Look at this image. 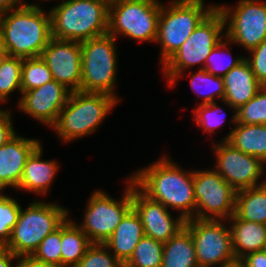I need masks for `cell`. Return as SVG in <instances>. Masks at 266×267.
<instances>
[{
    "instance_id": "cell-16",
    "label": "cell",
    "mask_w": 266,
    "mask_h": 267,
    "mask_svg": "<svg viewBox=\"0 0 266 267\" xmlns=\"http://www.w3.org/2000/svg\"><path fill=\"white\" fill-rule=\"evenodd\" d=\"M132 208L141 219L144 235L165 243L184 228L185 220L171 216L167 207L144 195L132 181Z\"/></svg>"
},
{
    "instance_id": "cell-36",
    "label": "cell",
    "mask_w": 266,
    "mask_h": 267,
    "mask_svg": "<svg viewBox=\"0 0 266 267\" xmlns=\"http://www.w3.org/2000/svg\"><path fill=\"white\" fill-rule=\"evenodd\" d=\"M32 255L38 260L61 267V226L48 234Z\"/></svg>"
},
{
    "instance_id": "cell-39",
    "label": "cell",
    "mask_w": 266,
    "mask_h": 267,
    "mask_svg": "<svg viewBox=\"0 0 266 267\" xmlns=\"http://www.w3.org/2000/svg\"><path fill=\"white\" fill-rule=\"evenodd\" d=\"M247 267H266V251H256L241 258Z\"/></svg>"
},
{
    "instance_id": "cell-19",
    "label": "cell",
    "mask_w": 266,
    "mask_h": 267,
    "mask_svg": "<svg viewBox=\"0 0 266 267\" xmlns=\"http://www.w3.org/2000/svg\"><path fill=\"white\" fill-rule=\"evenodd\" d=\"M225 94L224 104L234 110L246 104L263 87L254 75L248 61L244 59L223 77Z\"/></svg>"
},
{
    "instance_id": "cell-10",
    "label": "cell",
    "mask_w": 266,
    "mask_h": 267,
    "mask_svg": "<svg viewBox=\"0 0 266 267\" xmlns=\"http://www.w3.org/2000/svg\"><path fill=\"white\" fill-rule=\"evenodd\" d=\"M126 182L128 184L120 201L103 190H95L88 199L84 221L78 227L91 243L105 244L132 209V179L129 177Z\"/></svg>"
},
{
    "instance_id": "cell-29",
    "label": "cell",
    "mask_w": 266,
    "mask_h": 267,
    "mask_svg": "<svg viewBox=\"0 0 266 267\" xmlns=\"http://www.w3.org/2000/svg\"><path fill=\"white\" fill-rule=\"evenodd\" d=\"M23 58L7 56L0 64V103L5 102L15 90L21 89Z\"/></svg>"
},
{
    "instance_id": "cell-24",
    "label": "cell",
    "mask_w": 266,
    "mask_h": 267,
    "mask_svg": "<svg viewBox=\"0 0 266 267\" xmlns=\"http://www.w3.org/2000/svg\"><path fill=\"white\" fill-rule=\"evenodd\" d=\"M161 267H199L192 235L185 227L164 243Z\"/></svg>"
},
{
    "instance_id": "cell-12",
    "label": "cell",
    "mask_w": 266,
    "mask_h": 267,
    "mask_svg": "<svg viewBox=\"0 0 266 267\" xmlns=\"http://www.w3.org/2000/svg\"><path fill=\"white\" fill-rule=\"evenodd\" d=\"M196 218L227 221L235 213L236 190L215 169L194 170Z\"/></svg>"
},
{
    "instance_id": "cell-22",
    "label": "cell",
    "mask_w": 266,
    "mask_h": 267,
    "mask_svg": "<svg viewBox=\"0 0 266 267\" xmlns=\"http://www.w3.org/2000/svg\"><path fill=\"white\" fill-rule=\"evenodd\" d=\"M231 224L232 247L236 259L264 250L266 244V224L248 222L235 214L228 219Z\"/></svg>"
},
{
    "instance_id": "cell-9",
    "label": "cell",
    "mask_w": 266,
    "mask_h": 267,
    "mask_svg": "<svg viewBox=\"0 0 266 267\" xmlns=\"http://www.w3.org/2000/svg\"><path fill=\"white\" fill-rule=\"evenodd\" d=\"M161 6L158 0H110L107 34L155 42Z\"/></svg>"
},
{
    "instance_id": "cell-44",
    "label": "cell",
    "mask_w": 266,
    "mask_h": 267,
    "mask_svg": "<svg viewBox=\"0 0 266 267\" xmlns=\"http://www.w3.org/2000/svg\"><path fill=\"white\" fill-rule=\"evenodd\" d=\"M220 267H247L242 259H235L233 261L227 262Z\"/></svg>"
},
{
    "instance_id": "cell-41",
    "label": "cell",
    "mask_w": 266,
    "mask_h": 267,
    "mask_svg": "<svg viewBox=\"0 0 266 267\" xmlns=\"http://www.w3.org/2000/svg\"><path fill=\"white\" fill-rule=\"evenodd\" d=\"M12 260L17 261L18 256L14 255L10 250L6 248L0 247V267H16L11 264Z\"/></svg>"
},
{
    "instance_id": "cell-23",
    "label": "cell",
    "mask_w": 266,
    "mask_h": 267,
    "mask_svg": "<svg viewBox=\"0 0 266 267\" xmlns=\"http://www.w3.org/2000/svg\"><path fill=\"white\" fill-rule=\"evenodd\" d=\"M234 127L223 141L266 163V124L235 123Z\"/></svg>"
},
{
    "instance_id": "cell-31",
    "label": "cell",
    "mask_w": 266,
    "mask_h": 267,
    "mask_svg": "<svg viewBox=\"0 0 266 267\" xmlns=\"http://www.w3.org/2000/svg\"><path fill=\"white\" fill-rule=\"evenodd\" d=\"M232 117L233 123L266 124V87H262L251 100L237 109Z\"/></svg>"
},
{
    "instance_id": "cell-37",
    "label": "cell",
    "mask_w": 266,
    "mask_h": 267,
    "mask_svg": "<svg viewBox=\"0 0 266 267\" xmlns=\"http://www.w3.org/2000/svg\"><path fill=\"white\" fill-rule=\"evenodd\" d=\"M248 61L258 82L266 87V39L257 47L248 51Z\"/></svg>"
},
{
    "instance_id": "cell-40",
    "label": "cell",
    "mask_w": 266,
    "mask_h": 267,
    "mask_svg": "<svg viewBox=\"0 0 266 267\" xmlns=\"http://www.w3.org/2000/svg\"><path fill=\"white\" fill-rule=\"evenodd\" d=\"M16 267H57L56 265L36 259L33 255H20L15 264Z\"/></svg>"
},
{
    "instance_id": "cell-5",
    "label": "cell",
    "mask_w": 266,
    "mask_h": 267,
    "mask_svg": "<svg viewBox=\"0 0 266 267\" xmlns=\"http://www.w3.org/2000/svg\"><path fill=\"white\" fill-rule=\"evenodd\" d=\"M67 210L58 204L42 201H33L24 210L21 207L11 237L3 247L16 256L32 255L42 240L70 217Z\"/></svg>"
},
{
    "instance_id": "cell-25",
    "label": "cell",
    "mask_w": 266,
    "mask_h": 267,
    "mask_svg": "<svg viewBox=\"0 0 266 267\" xmlns=\"http://www.w3.org/2000/svg\"><path fill=\"white\" fill-rule=\"evenodd\" d=\"M234 214L241 220L266 224V183L237 191Z\"/></svg>"
},
{
    "instance_id": "cell-38",
    "label": "cell",
    "mask_w": 266,
    "mask_h": 267,
    "mask_svg": "<svg viewBox=\"0 0 266 267\" xmlns=\"http://www.w3.org/2000/svg\"><path fill=\"white\" fill-rule=\"evenodd\" d=\"M12 122L10 112L0 108V147L17 134L13 129Z\"/></svg>"
},
{
    "instance_id": "cell-28",
    "label": "cell",
    "mask_w": 266,
    "mask_h": 267,
    "mask_svg": "<svg viewBox=\"0 0 266 267\" xmlns=\"http://www.w3.org/2000/svg\"><path fill=\"white\" fill-rule=\"evenodd\" d=\"M164 243L144 236L124 267H161Z\"/></svg>"
},
{
    "instance_id": "cell-26",
    "label": "cell",
    "mask_w": 266,
    "mask_h": 267,
    "mask_svg": "<svg viewBox=\"0 0 266 267\" xmlns=\"http://www.w3.org/2000/svg\"><path fill=\"white\" fill-rule=\"evenodd\" d=\"M91 244L77 223L68 217L61 225V267H75Z\"/></svg>"
},
{
    "instance_id": "cell-18",
    "label": "cell",
    "mask_w": 266,
    "mask_h": 267,
    "mask_svg": "<svg viewBox=\"0 0 266 267\" xmlns=\"http://www.w3.org/2000/svg\"><path fill=\"white\" fill-rule=\"evenodd\" d=\"M40 144L36 139L16 134L0 147V191L8 186L17 189L27 159Z\"/></svg>"
},
{
    "instance_id": "cell-7",
    "label": "cell",
    "mask_w": 266,
    "mask_h": 267,
    "mask_svg": "<svg viewBox=\"0 0 266 267\" xmlns=\"http://www.w3.org/2000/svg\"><path fill=\"white\" fill-rule=\"evenodd\" d=\"M223 14L216 7L184 41L181 47L162 65L168 85L173 87L183 71L195 65H205L210 52L226 36Z\"/></svg>"
},
{
    "instance_id": "cell-27",
    "label": "cell",
    "mask_w": 266,
    "mask_h": 267,
    "mask_svg": "<svg viewBox=\"0 0 266 267\" xmlns=\"http://www.w3.org/2000/svg\"><path fill=\"white\" fill-rule=\"evenodd\" d=\"M190 74L191 88L198 95V97H202L203 99V101L198 105H205L215 102L214 97H217L223 102L225 94L223 77L210 74L204 68H200L195 74L191 72ZM203 88L206 89L203 90Z\"/></svg>"
},
{
    "instance_id": "cell-17",
    "label": "cell",
    "mask_w": 266,
    "mask_h": 267,
    "mask_svg": "<svg viewBox=\"0 0 266 267\" xmlns=\"http://www.w3.org/2000/svg\"><path fill=\"white\" fill-rule=\"evenodd\" d=\"M70 92L53 79L38 88L22 92L18 109L52 128L66 105Z\"/></svg>"
},
{
    "instance_id": "cell-33",
    "label": "cell",
    "mask_w": 266,
    "mask_h": 267,
    "mask_svg": "<svg viewBox=\"0 0 266 267\" xmlns=\"http://www.w3.org/2000/svg\"><path fill=\"white\" fill-rule=\"evenodd\" d=\"M21 210L20 204L0 191V247H3L11 237V232L17 223Z\"/></svg>"
},
{
    "instance_id": "cell-1",
    "label": "cell",
    "mask_w": 266,
    "mask_h": 267,
    "mask_svg": "<svg viewBox=\"0 0 266 267\" xmlns=\"http://www.w3.org/2000/svg\"><path fill=\"white\" fill-rule=\"evenodd\" d=\"M167 156L130 176L134 185L148 198L181 211L184 220L196 218L193 171H186Z\"/></svg>"
},
{
    "instance_id": "cell-14",
    "label": "cell",
    "mask_w": 266,
    "mask_h": 267,
    "mask_svg": "<svg viewBox=\"0 0 266 267\" xmlns=\"http://www.w3.org/2000/svg\"><path fill=\"white\" fill-rule=\"evenodd\" d=\"M216 156L215 170L236 191L260 186L259 178L264 175L265 163L252 155L234 148L227 141L213 145Z\"/></svg>"
},
{
    "instance_id": "cell-11",
    "label": "cell",
    "mask_w": 266,
    "mask_h": 267,
    "mask_svg": "<svg viewBox=\"0 0 266 267\" xmlns=\"http://www.w3.org/2000/svg\"><path fill=\"white\" fill-rule=\"evenodd\" d=\"M223 220H185L184 227L191 233L199 267H220L236 259L232 247L230 226Z\"/></svg>"
},
{
    "instance_id": "cell-6",
    "label": "cell",
    "mask_w": 266,
    "mask_h": 267,
    "mask_svg": "<svg viewBox=\"0 0 266 267\" xmlns=\"http://www.w3.org/2000/svg\"><path fill=\"white\" fill-rule=\"evenodd\" d=\"M162 4L158 19L155 43H160L161 65H163L191 35L195 28L216 8L204 6V0H172Z\"/></svg>"
},
{
    "instance_id": "cell-15",
    "label": "cell",
    "mask_w": 266,
    "mask_h": 267,
    "mask_svg": "<svg viewBox=\"0 0 266 267\" xmlns=\"http://www.w3.org/2000/svg\"><path fill=\"white\" fill-rule=\"evenodd\" d=\"M52 78L71 92L80 91L82 78L81 42L52 38L40 56Z\"/></svg>"
},
{
    "instance_id": "cell-42",
    "label": "cell",
    "mask_w": 266,
    "mask_h": 267,
    "mask_svg": "<svg viewBox=\"0 0 266 267\" xmlns=\"http://www.w3.org/2000/svg\"><path fill=\"white\" fill-rule=\"evenodd\" d=\"M28 5L29 4H27L26 2L23 3L22 0H0V13L4 11L22 8Z\"/></svg>"
},
{
    "instance_id": "cell-32",
    "label": "cell",
    "mask_w": 266,
    "mask_h": 267,
    "mask_svg": "<svg viewBox=\"0 0 266 267\" xmlns=\"http://www.w3.org/2000/svg\"><path fill=\"white\" fill-rule=\"evenodd\" d=\"M229 43H231V41L225 36L224 39H222L220 43L215 48H213V50L207 56L204 67L200 68H204L207 72L215 76L224 77L230 69L234 68L240 62H242L245 59V57L242 56L234 59L230 58V60L226 62V59L224 58V56H226V53H223L222 51H227L229 49ZM222 56L225 60L220 58Z\"/></svg>"
},
{
    "instance_id": "cell-43",
    "label": "cell",
    "mask_w": 266,
    "mask_h": 267,
    "mask_svg": "<svg viewBox=\"0 0 266 267\" xmlns=\"http://www.w3.org/2000/svg\"><path fill=\"white\" fill-rule=\"evenodd\" d=\"M7 56H8V53H7V50H6L5 41H4L2 32L0 30V64L2 63V61Z\"/></svg>"
},
{
    "instance_id": "cell-4",
    "label": "cell",
    "mask_w": 266,
    "mask_h": 267,
    "mask_svg": "<svg viewBox=\"0 0 266 267\" xmlns=\"http://www.w3.org/2000/svg\"><path fill=\"white\" fill-rule=\"evenodd\" d=\"M119 100L106 93L70 92L64 108L52 126L64 143L90 135Z\"/></svg>"
},
{
    "instance_id": "cell-35",
    "label": "cell",
    "mask_w": 266,
    "mask_h": 267,
    "mask_svg": "<svg viewBox=\"0 0 266 267\" xmlns=\"http://www.w3.org/2000/svg\"><path fill=\"white\" fill-rule=\"evenodd\" d=\"M192 110L194 112L193 118L196 121V124L203 128L204 132L210 134L214 133L215 129L220 127L225 121V117L223 115L226 112H222L223 109L219 107L216 102L198 105L197 108Z\"/></svg>"
},
{
    "instance_id": "cell-3",
    "label": "cell",
    "mask_w": 266,
    "mask_h": 267,
    "mask_svg": "<svg viewBox=\"0 0 266 267\" xmlns=\"http://www.w3.org/2000/svg\"><path fill=\"white\" fill-rule=\"evenodd\" d=\"M110 0H64L50 9L52 38L82 42L107 34Z\"/></svg>"
},
{
    "instance_id": "cell-20",
    "label": "cell",
    "mask_w": 266,
    "mask_h": 267,
    "mask_svg": "<svg viewBox=\"0 0 266 267\" xmlns=\"http://www.w3.org/2000/svg\"><path fill=\"white\" fill-rule=\"evenodd\" d=\"M144 236L141 219L132 208L105 242V245L121 263L125 264Z\"/></svg>"
},
{
    "instance_id": "cell-8",
    "label": "cell",
    "mask_w": 266,
    "mask_h": 267,
    "mask_svg": "<svg viewBox=\"0 0 266 267\" xmlns=\"http://www.w3.org/2000/svg\"><path fill=\"white\" fill-rule=\"evenodd\" d=\"M116 38L105 34L81 42L80 91L115 95L117 75Z\"/></svg>"
},
{
    "instance_id": "cell-21",
    "label": "cell",
    "mask_w": 266,
    "mask_h": 267,
    "mask_svg": "<svg viewBox=\"0 0 266 267\" xmlns=\"http://www.w3.org/2000/svg\"><path fill=\"white\" fill-rule=\"evenodd\" d=\"M41 144L31 153L24 166L23 175L17 190L46 194L58 171V163L42 158Z\"/></svg>"
},
{
    "instance_id": "cell-2",
    "label": "cell",
    "mask_w": 266,
    "mask_h": 267,
    "mask_svg": "<svg viewBox=\"0 0 266 267\" xmlns=\"http://www.w3.org/2000/svg\"><path fill=\"white\" fill-rule=\"evenodd\" d=\"M28 4L0 13V30L8 56L39 57L52 39L50 13H44L37 4Z\"/></svg>"
},
{
    "instance_id": "cell-30",
    "label": "cell",
    "mask_w": 266,
    "mask_h": 267,
    "mask_svg": "<svg viewBox=\"0 0 266 267\" xmlns=\"http://www.w3.org/2000/svg\"><path fill=\"white\" fill-rule=\"evenodd\" d=\"M52 80L51 71L40 56L23 58L21 73L22 92L38 88Z\"/></svg>"
},
{
    "instance_id": "cell-13",
    "label": "cell",
    "mask_w": 266,
    "mask_h": 267,
    "mask_svg": "<svg viewBox=\"0 0 266 267\" xmlns=\"http://www.w3.org/2000/svg\"><path fill=\"white\" fill-rule=\"evenodd\" d=\"M236 5L233 10L229 6L216 7L223 14L226 37L250 51L266 39V1L240 0Z\"/></svg>"
},
{
    "instance_id": "cell-34",
    "label": "cell",
    "mask_w": 266,
    "mask_h": 267,
    "mask_svg": "<svg viewBox=\"0 0 266 267\" xmlns=\"http://www.w3.org/2000/svg\"><path fill=\"white\" fill-rule=\"evenodd\" d=\"M75 267H124L105 244L92 243Z\"/></svg>"
}]
</instances>
